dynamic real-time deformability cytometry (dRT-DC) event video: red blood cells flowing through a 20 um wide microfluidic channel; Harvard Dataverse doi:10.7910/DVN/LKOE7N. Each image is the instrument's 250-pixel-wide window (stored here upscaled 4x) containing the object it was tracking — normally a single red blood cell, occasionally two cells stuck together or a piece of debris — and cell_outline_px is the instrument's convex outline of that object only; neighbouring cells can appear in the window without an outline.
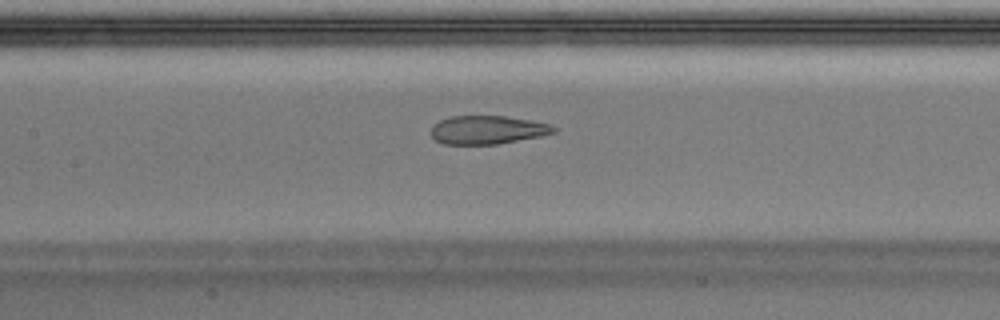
{"species": "Egyptian fruit bat (a non-hibernating species)", "species_latin": "Rousettus aegyptiacus", "temperature_condition": "warm", "stored_images_in_passage": 41, "camera_frame_rate_fps": 3000, "um_per_image_px": 0.085, "animal": {"sex": "male"}, "frame": {"image": 1, "passage_image": 14, "time_ms": 4.333, "image_size_px": [1000, 320], "cell_outline_px": [[560, 128], [556, 132], [540, 136], [496, 144], [444, 144], [436, 140], [432, 136], [432, 124], [440, 120], [452, 116], [504, 116], [528, 120], [548, 124]], "centroid_in_image_um": [41.43, 11.04], "position_along_channel_um": 166.0, "area_um2": 20.17}}
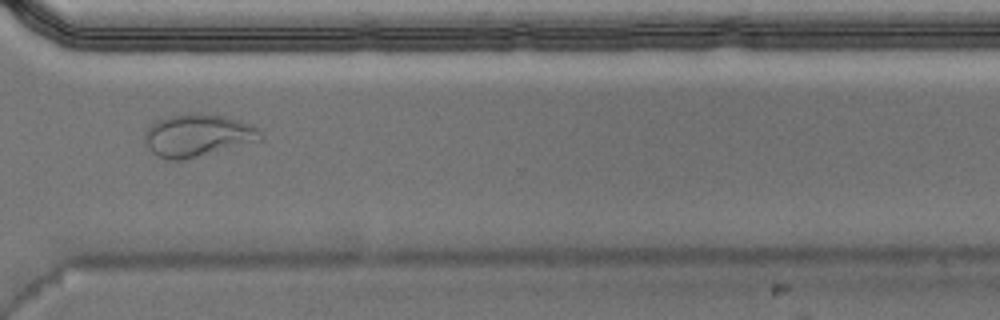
{"frame": {"image": 2, "passage_image": 28, "time_ms": 9.0, "image_size_px": [1000, 320], "cell_outline_px": [[264, 136], [260, 140], [180, 160], [168, 160], [156, 156], [148, 148], [144, 140], [144, 132], [152, 124], [168, 116], [192, 112], [208, 112], [224, 116], [260, 128]], "centroid_in_image_um": [16.78, 11.48], "position_along_channel_um": 353.8, "area_um2": 28.5}}
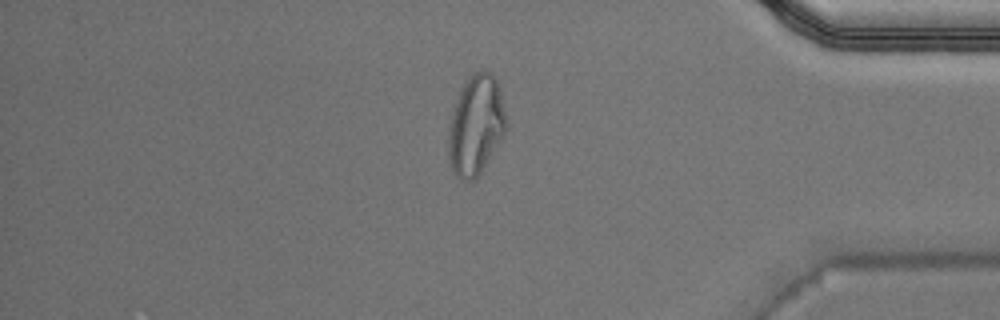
{"frame": {"image": 3, "passage_image": 33, "time_ms": 10.667, "image_size_px": [1000, 320], "cell_outline_px": [[508, 124], [504, 132], [480, 172], [472, 180], [460, 180], [452, 172], [448, 160], [448, 128], [452, 112], [460, 92], [464, 84], [472, 72], [480, 68], [484, 68], [492, 72], [496, 76], [500, 84]], "centroid_in_image_um": [40.45, 10.56], "position_along_channel_um": 394.7, "area_um2": 33.87}, "authors_computed_cell_mechanics": {"area_um2": 23.4668, "velocity_mm_per_s": 4.034, "shape_relaxation_time_tau1_ms": null, "shape_relaxation_time_tau2_ms": 1.1308, "deformation_change_tau1": null, "deformation_change_tau2": 0.0727}}